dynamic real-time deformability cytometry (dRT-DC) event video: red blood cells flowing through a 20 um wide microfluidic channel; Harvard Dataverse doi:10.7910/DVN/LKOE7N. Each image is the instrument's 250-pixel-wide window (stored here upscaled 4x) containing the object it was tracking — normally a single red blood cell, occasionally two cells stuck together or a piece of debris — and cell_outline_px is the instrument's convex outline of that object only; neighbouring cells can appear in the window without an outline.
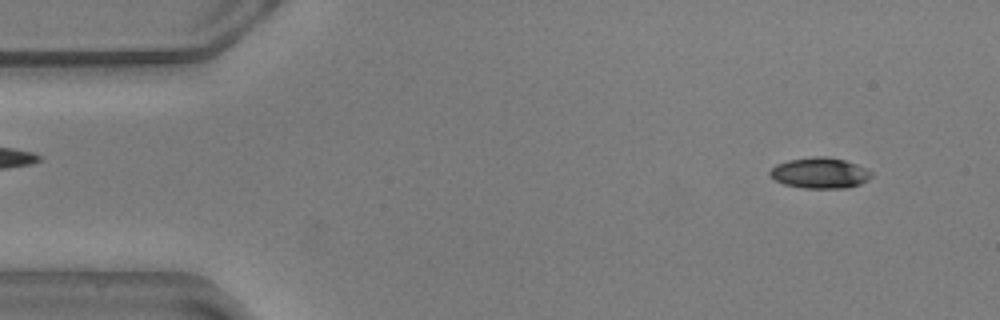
{"species": "common noctule bat (a hibernating species)", "species_latin": "Nyctalus noctula", "temperature_condition": "warm", "stored_images_in_passage": 55, "camera_frame_rate_fps": 3000, "um_per_image_px": 0.085, "animal": {"sex": "male", "body_mass_g": 20.5, "forearm_length_mm": 52.5}, "frame": {"image": 1, "passage_image": 4, "time_ms": 1.0, "image_size_px": [1000, 320], "cell_outline_px": [[872, 176], [868, 180], [860, 184], [844, 188], [804, 188], [784, 184], [776, 180], [768, 172], [776, 164], [788, 160], [816, 156], [824, 156], [844, 160], [856, 164], [872, 172]], "centroid_in_image_um": [69.69, 14.7], "position_along_channel_um": 15.3, "area_um2": 18.03}}
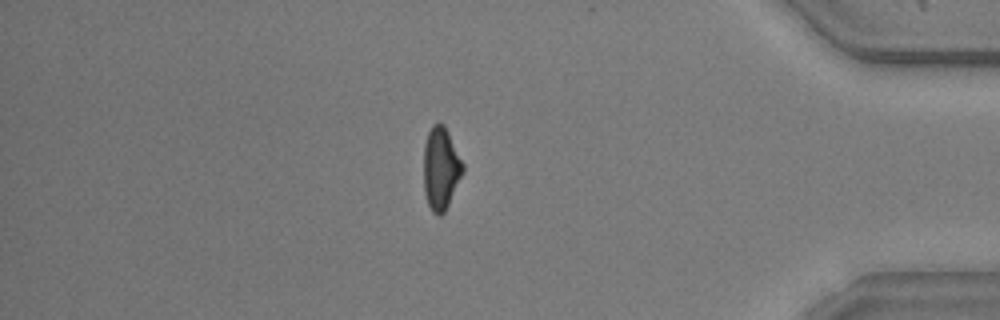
{"frame": {"image": 2, "passage_image": 47, "time_ms": 15.333, "image_size_px": [1000, 320], "cell_outline_px": [[464, 172], [444, 212], [440, 216], [432, 212], [428, 204], [424, 192], [424, 144], [428, 132], [432, 124], [440, 120], [444, 124], [464, 164]], "centroid_in_image_um": [37.47, 14.28], "position_along_channel_um": 397.7, "area_um2": 18.96}}
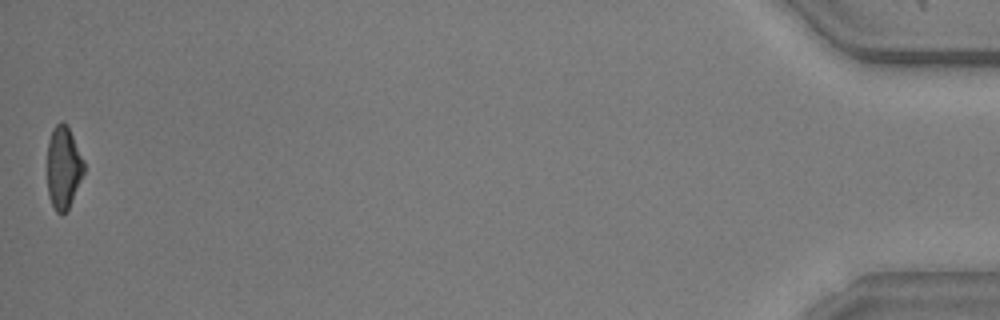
{"frame": {"image": 3, "passage_image": 55, "time_ms": 18.0, "image_size_px": [1000, 320], "cell_outline_px": [[84, 172], [68, 208], [64, 212], [56, 212], [48, 196], [48, 140], [52, 128], [56, 124], [68, 124], [84, 160]], "centroid_in_image_um": [5.39, 14.19], "position_along_channel_um": 429.8, "area_um2": 17.4}, "authors_computed_cell_mechanics": {"area_um2": 19.0162, "velocity_mm_per_s": 3.5888, "shape_relaxation_time_tau1_ms": 4.5818, "shape_relaxation_time_tau2_ms": 4.3895, "deformation_change_tau1": 0.154, "deformation_change_tau2": 0.1019}}